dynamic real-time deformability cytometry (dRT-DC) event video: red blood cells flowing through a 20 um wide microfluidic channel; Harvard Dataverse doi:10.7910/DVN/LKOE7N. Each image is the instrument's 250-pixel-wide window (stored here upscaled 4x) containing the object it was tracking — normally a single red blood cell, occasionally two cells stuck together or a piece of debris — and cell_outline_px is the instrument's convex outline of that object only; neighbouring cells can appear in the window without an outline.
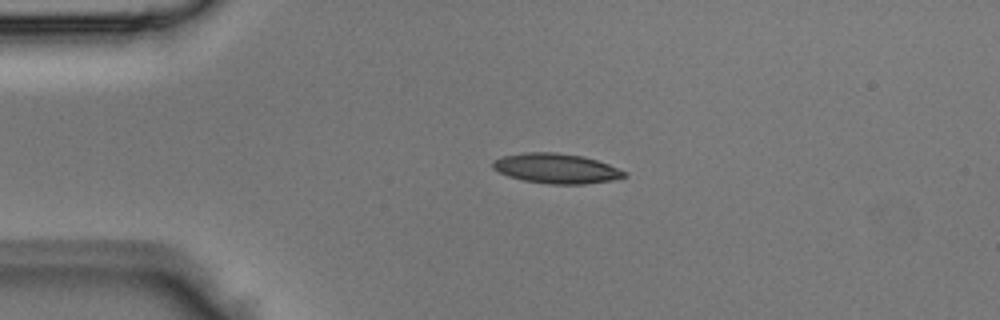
{"species": "Egyptian fruit bat (a non-hibernating species)", "species_latin": "Rousettus aegyptiacus", "temperature_condition": "room temperature", "stored_images_in_passage": 2, "camera_frame_rate_fps": 3000, "um_per_image_px": 0.085, "animal": {"sex": "male"}, "frame": {"image": 1, "passage_image": 1, "time_ms": 0.0, "image_size_px": [1000, 320], "cell_outline_px": [[628, 176], [612, 180], [584, 184], [552, 184], [524, 180], [508, 176], [492, 168], [492, 160], [504, 156], [524, 152], [556, 152], [584, 156], [608, 164], [628, 172]], "centroid_in_image_um": [47.3, 14.31], "position_along_channel_um": 37.7, "area_um2": 22.95}}